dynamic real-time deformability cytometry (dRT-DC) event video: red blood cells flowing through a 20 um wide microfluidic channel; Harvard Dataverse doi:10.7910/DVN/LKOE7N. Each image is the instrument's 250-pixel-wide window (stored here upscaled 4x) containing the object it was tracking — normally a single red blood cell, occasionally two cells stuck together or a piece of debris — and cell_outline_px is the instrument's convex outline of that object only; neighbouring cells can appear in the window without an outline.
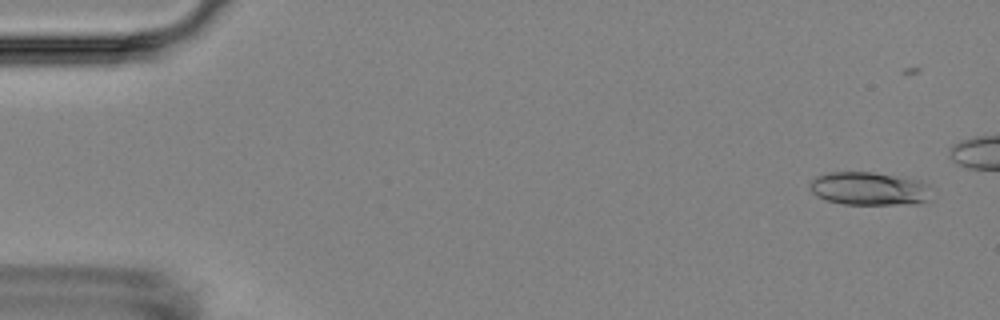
{"species": "Egyptian fruit bat (a non-hibernating species)", "species_latin": "Rousettus aegyptiacus", "temperature_condition": "room temperature", "stored_images_in_passage": 6, "camera_frame_rate_fps": 3000, "um_per_image_px": 0.085, "animal": {"sex": "female"}, "frame": {"image": 1, "passage_image": 1, "time_ms": 0.0, "image_size_px": [1000, 320], "cell_outline_px": [[928, 184], [924, 200], [916, 204], [844, 204], [824, 200], [816, 196], [812, 192], [808, 184], [816, 176], [832, 172], [872, 172], [920, 180]], "centroid_in_image_um": [73.77, 16.03], "position_along_channel_um": 11.2, "area_um2": 23.24}}